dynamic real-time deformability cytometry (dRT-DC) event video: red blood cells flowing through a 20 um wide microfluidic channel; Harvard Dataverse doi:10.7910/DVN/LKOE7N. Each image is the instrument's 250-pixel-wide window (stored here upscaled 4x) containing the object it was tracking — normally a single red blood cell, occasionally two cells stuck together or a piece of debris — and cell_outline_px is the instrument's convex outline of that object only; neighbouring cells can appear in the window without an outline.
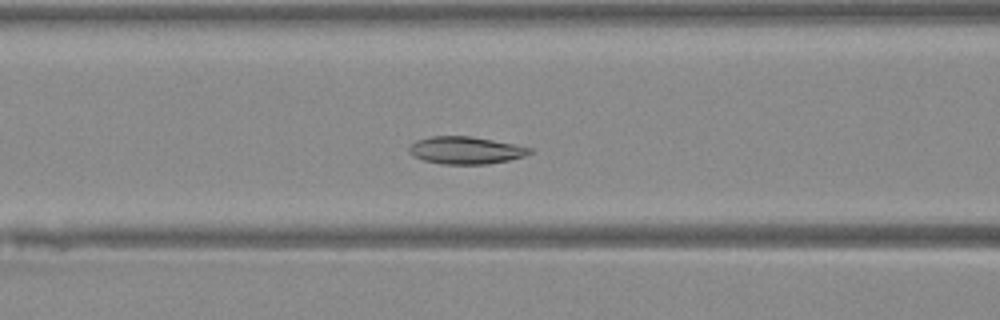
{"species": "Egyptian fruit bat (a non-hibernating species)", "species_latin": "Rousettus aegyptiacus", "temperature_condition": "warm", "stored_images_in_passage": 35, "camera_frame_rate_fps": 3000, "um_per_image_px": 0.085, "animal": {"sex": "female"}, "frame": {"image": 1, "passage_image": 7, "time_ms": 2.0, "image_size_px": [1000, 320], "cell_outline_px": [[532, 152], [524, 156], [508, 160], [488, 164], [440, 164], [424, 160], [412, 156], [408, 152], [408, 148], [416, 140], [432, 136], [468, 136], [492, 140], [532, 148]], "centroid_in_image_um": [39.54, 12.78], "position_along_channel_um": 127.1, "area_um2": 19.13}}
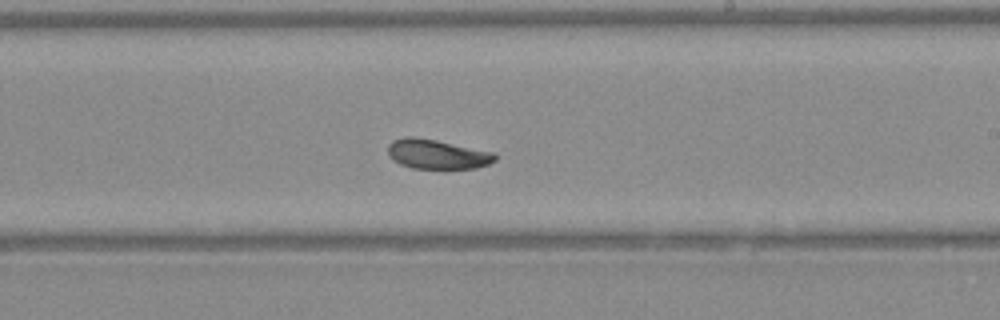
{"frame": {"image": 2, "passage_image": 16, "time_ms": 5.0, "image_size_px": [1000, 320], "cell_outline_px": [[496, 160], [488, 164], [476, 168], [412, 168], [400, 164], [392, 160], [388, 152], [388, 144], [392, 140], [408, 136], [412, 136], [436, 140], [492, 152], [496, 156]], "centroid_in_image_um": [37.11, 13.1], "position_along_channel_um": 251.9, "area_um2": 18.26}}
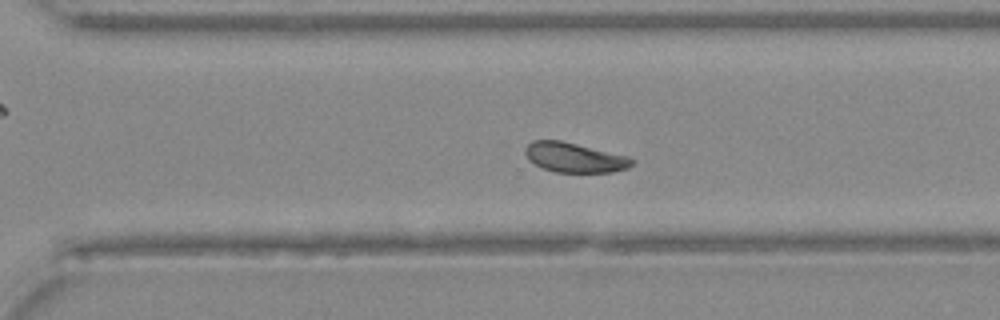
{"frame": {"image": 3, "passage_image": 21, "time_ms": 6.667, "image_size_px": [1000, 320], "cell_outline_px": [[636, 160], [628, 168], [612, 172], [556, 172], [540, 168], [528, 160], [524, 152], [524, 148], [532, 140], [560, 140], [628, 156]], "centroid_in_image_um": [48.8, 13.39], "position_along_channel_um": 321.8, "area_um2": 18.61}}